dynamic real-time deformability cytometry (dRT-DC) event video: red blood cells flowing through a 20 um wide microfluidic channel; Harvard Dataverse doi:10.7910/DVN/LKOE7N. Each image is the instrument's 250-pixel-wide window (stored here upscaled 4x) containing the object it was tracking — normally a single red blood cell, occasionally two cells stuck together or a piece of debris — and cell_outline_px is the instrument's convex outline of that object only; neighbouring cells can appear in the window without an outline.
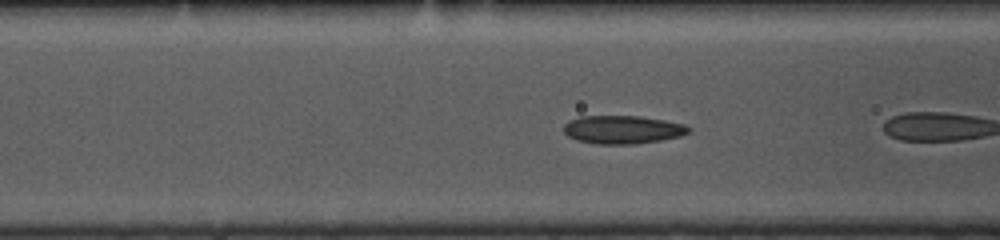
{"species": "common noctule bat (a hibernating species)", "species_latin": "Nyctalus noctula", "temperature_condition": "cold", "stored_images_in_passage": 11, "camera_frame_rate_fps": 3000, "um_per_image_px": 0.085, "animal": {"sex": "female", "body_mass_g": 10.0, "forearm_length_mm": 53.1}, "frame": {"image": 1, "passage_image": 5, "time_ms": 1.333, "image_size_px": [1000, 240], "cell_outline_px": [[692, 128], [688, 132], [680, 136], [660, 140], [636, 144], [596, 144], [576, 140], [568, 136], [564, 132], [564, 124], [568, 120], [580, 116], [640, 116], [664, 120], [684, 124]], "centroid_in_image_um": [52.9, 11.01], "position_along_channel_um": 113.7, "area_um2": 20.63}}